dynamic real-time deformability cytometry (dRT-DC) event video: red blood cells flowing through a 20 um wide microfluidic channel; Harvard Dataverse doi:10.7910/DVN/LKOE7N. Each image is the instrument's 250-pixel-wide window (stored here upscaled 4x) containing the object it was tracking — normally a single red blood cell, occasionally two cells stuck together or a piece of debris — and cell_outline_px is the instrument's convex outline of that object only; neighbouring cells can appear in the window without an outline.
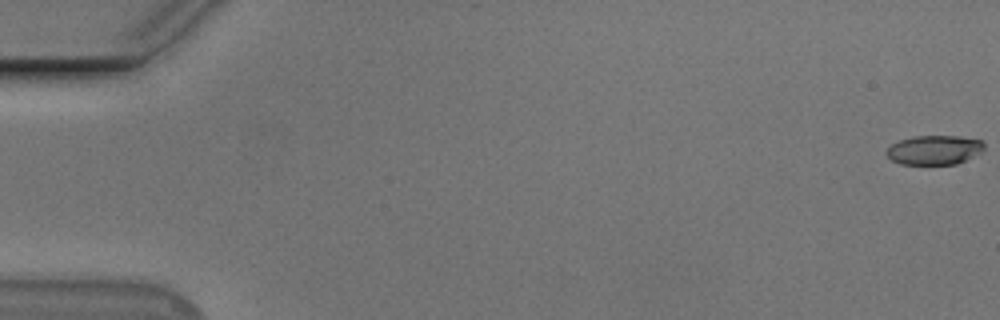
{"species": "Egyptian fruit bat (a non-hibernating species)", "species_latin": "Rousettus aegyptiacus", "temperature_condition": "cold", "stored_images_in_passage": 54, "camera_frame_rate_fps": 3000, "um_per_image_px": 0.085, "animal": {"sex": "male"}, "frame": {"image": 1, "passage_image": 1, "time_ms": 0.0, "image_size_px": [1000, 320], "cell_outline_px": [[984, 148], [980, 152], [956, 164], [900, 164], [892, 160], [884, 152], [892, 144], [900, 140], [912, 136], [960, 136], [980, 140], [984, 144]], "centroid_in_image_um": [79.38, 12.74], "position_along_channel_um": 5.6, "area_um2": 16.53}}
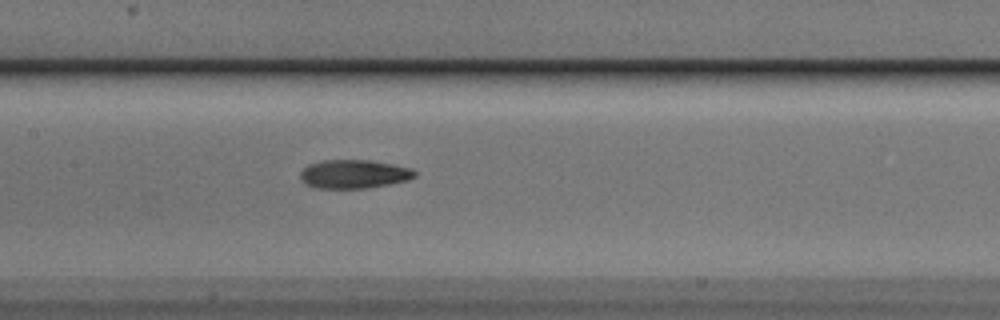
{"frame": {"image": 2, "passage_image": 28, "time_ms": 9.0, "image_size_px": [1000, 320], "cell_outline_px": [[416, 176], [408, 180], [388, 184], [364, 188], [316, 188], [304, 184], [300, 180], [300, 172], [308, 164], [324, 160], [372, 160], [412, 168], [416, 172]], "centroid_in_image_um": [30.06, 14.79], "position_along_channel_um": 177.3, "area_um2": 19.19}}
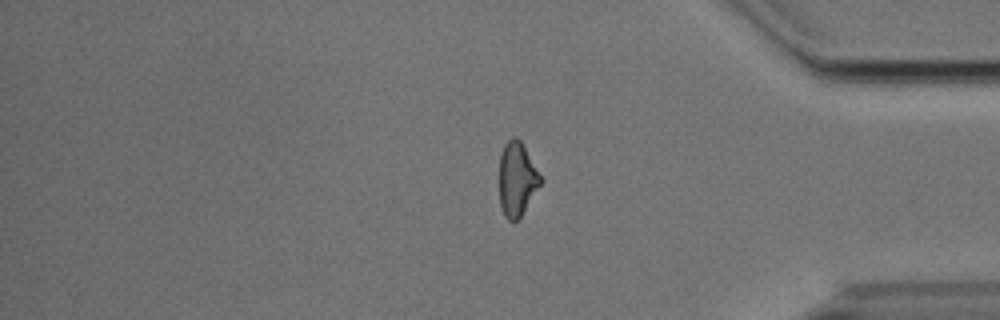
{"frame": {"image": 3, "passage_image": 47, "time_ms": 15.333, "image_size_px": [1000, 320], "cell_outline_px": [[544, 180], [520, 216], [516, 220], [508, 220], [504, 216], [500, 204], [500, 156], [504, 144], [512, 136], [516, 136], [520, 140]], "centroid_in_image_um": [43.95, 15.2], "position_along_channel_um": 391.3, "area_um2": 17.63}, "authors_computed_cell_mechanics": {"area_um2": 18.6694, "velocity_mm_per_s": 3.7189, "shape_relaxation_time_tau1_ms": 6.4643, "shape_relaxation_time_tau2_ms": 4.1728, "deformation_change_tau1": 0.1804, "deformation_change_tau2": 0.1312}}